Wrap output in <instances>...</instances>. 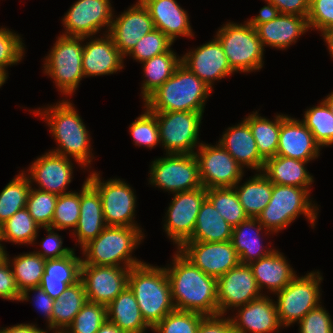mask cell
<instances>
[{
    "label": "cell",
    "mask_w": 333,
    "mask_h": 333,
    "mask_svg": "<svg viewBox=\"0 0 333 333\" xmlns=\"http://www.w3.org/2000/svg\"><path fill=\"white\" fill-rule=\"evenodd\" d=\"M218 143L244 168L262 172L265 159L259 154L257 144L248 123L228 127Z\"/></svg>",
    "instance_id": "484cf974"
},
{
    "label": "cell",
    "mask_w": 333,
    "mask_h": 333,
    "mask_svg": "<svg viewBox=\"0 0 333 333\" xmlns=\"http://www.w3.org/2000/svg\"><path fill=\"white\" fill-rule=\"evenodd\" d=\"M41 226L37 224L27 208L18 210L13 216L0 226L1 249L4 252L5 246L2 242L18 245H34Z\"/></svg>",
    "instance_id": "ab89813d"
},
{
    "label": "cell",
    "mask_w": 333,
    "mask_h": 333,
    "mask_svg": "<svg viewBox=\"0 0 333 333\" xmlns=\"http://www.w3.org/2000/svg\"><path fill=\"white\" fill-rule=\"evenodd\" d=\"M251 267L239 263L227 273L217 278L218 315H226L229 310L263 296Z\"/></svg>",
    "instance_id": "2e32d148"
},
{
    "label": "cell",
    "mask_w": 333,
    "mask_h": 333,
    "mask_svg": "<svg viewBox=\"0 0 333 333\" xmlns=\"http://www.w3.org/2000/svg\"><path fill=\"white\" fill-rule=\"evenodd\" d=\"M319 102L320 104L317 106L305 109L301 121L323 149V147L333 145V114L323 100Z\"/></svg>",
    "instance_id": "7bdbcfd3"
},
{
    "label": "cell",
    "mask_w": 333,
    "mask_h": 333,
    "mask_svg": "<svg viewBox=\"0 0 333 333\" xmlns=\"http://www.w3.org/2000/svg\"><path fill=\"white\" fill-rule=\"evenodd\" d=\"M137 1L118 16L114 15L108 32L124 58L144 35L155 29L148 9Z\"/></svg>",
    "instance_id": "44dd1931"
},
{
    "label": "cell",
    "mask_w": 333,
    "mask_h": 333,
    "mask_svg": "<svg viewBox=\"0 0 333 333\" xmlns=\"http://www.w3.org/2000/svg\"><path fill=\"white\" fill-rule=\"evenodd\" d=\"M80 215V191L59 195L55 205L51 228L56 231L76 228Z\"/></svg>",
    "instance_id": "ee69618b"
},
{
    "label": "cell",
    "mask_w": 333,
    "mask_h": 333,
    "mask_svg": "<svg viewBox=\"0 0 333 333\" xmlns=\"http://www.w3.org/2000/svg\"><path fill=\"white\" fill-rule=\"evenodd\" d=\"M87 38L60 34L51 51L44 57L43 72L54 80L62 96L71 97L84 78L82 56L83 43Z\"/></svg>",
    "instance_id": "52a82bcc"
},
{
    "label": "cell",
    "mask_w": 333,
    "mask_h": 333,
    "mask_svg": "<svg viewBox=\"0 0 333 333\" xmlns=\"http://www.w3.org/2000/svg\"><path fill=\"white\" fill-rule=\"evenodd\" d=\"M177 250L194 266L215 278L224 275L240 263L231 241H186Z\"/></svg>",
    "instance_id": "e0dca14e"
},
{
    "label": "cell",
    "mask_w": 333,
    "mask_h": 333,
    "mask_svg": "<svg viewBox=\"0 0 333 333\" xmlns=\"http://www.w3.org/2000/svg\"><path fill=\"white\" fill-rule=\"evenodd\" d=\"M310 192L311 189L272 183V196L268 205L257 217L259 223L265 230L275 235L302 215L314 228L319 206L312 201Z\"/></svg>",
    "instance_id": "8992f818"
},
{
    "label": "cell",
    "mask_w": 333,
    "mask_h": 333,
    "mask_svg": "<svg viewBox=\"0 0 333 333\" xmlns=\"http://www.w3.org/2000/svg\"><path fill=\"white\" fill-rule=\"evenodd\" d=\"M20 34L9 30L7 27L0 28V71L8 77V66L19 64L25 56L26 45L22 42Z\"/></svg>",
    "instance_id": "f907efd6"
},
{
    "label": "cell",
    "mask_w": 333,
    "mask_h": 333,
    "mask_svg": "<svg viewBox=\"0 0 333 333\" xmlns=\"http://www.w3.org/2000/svg\"><path fill=\"white\" fill-rule=\"evenodd\" d=\"M102 36H90L89 42L84 43L82 56L84 78L118 73L125 67L124 57L114 45L112 37L108 33H103Z\"/></svg>",
    "instance_id": "cb8c5ba5"
},
{
    "label": "cell",
    "mask_w": 333,
    "mask_h": 333,
    "mask_svg": "<svg viewBox=\"0 0 333 333\" xmlns=\"http://www.w3.org/2000/svg\"><path fill=\"white\" fill-rule=\"evenodd\" d=\"M287 257L275 249L269 255L249 264L257 285L264 294V290L274 293L283 290L296 276V271L291 267Z\"/></svg>",
    "instance_id": "f1b7e54d"
},
{
    "label": "cell",
    "mask_w": 333,
    "mask_h": 333,
    "mask_svg": "<svg viewBox=\"0 0 333 333\" xmlns=\"http://www.w3.org/2000/svg\"><path fill=\"white\" fill-rule=\"evenodd\" d=\"M221 44L234 72L249 73L263 68L264 49L257 32L247 21L227 22L214 36Z\"/></svg>",
    "instance_id": "ba28073f"
},
{
    "label": "cell",
    "mask_w": 333,
    "mask_h": 333,
    "mask_svg": "<svg viewBox=\"0 0 333 333\" xmlns=\"http://www.w3.org/2000/svg\"><path fill=\"white\" fill-rule=\"evenodd\" d=\"M82 258L76 256L75 250L59 259H47L40 287L53 299L81 278Z\"/></svg>",
    "instance_id": "f546056e"
},
{
    "label": "cell",
    "mask_w": 333,
    "mask_h": 333,
    "mask_svg": "<svg viewBox=\"0 0 333 333\" xmlns=\"http://www.w3.org/2000/svg\"><path fill=\"white\" fill-rule=\"evenodd\" d=\"M297 324L299 333H333V320L322 304L309 311Z\"/></svg>",
    "instance_id": "f5cc1de1"
},
{
    "label": "cell",
    "mask_w": 333,
    "mask_h": 333,
    "mask_svg": "<svg viewBox=\"0 0 333 333\" xmlns=\"http://www.w3.org/2000/svg\"><path fill=\"white\" fill-rule=\"evenodd\" d=\"M210 93L212 89L180 63L143 103L151 112H204Z\"/></svg>",
    "instance_id": "277c9868"
},
{
    "label": "cell",
    "mask_w": 333,
    "mask_h": 333,
    "mask_svg": "<svg viewBox=\"0 0 333 333\" xmlns=\"http://www.w3.org/2000/svg\"><path fill=\"white\" fill-rule=\"evenodd\" d=\"M180 63L181 56L177 55L172 48L168 52L154 56L141 63L144 78L146 77L141 83L140 94L143 102L173 75Z\"/></svg>",
    "instance_id": "8d00e7d4"
},
{
    "label": "cell",
    "mask_w": 333,
    "mask_h": 333,
    "mask_svg": "<svg viewBox=\"0 0 333 333\" xmlns=\"http://www.w3.org/2000/svg\"><path fill=\"white\" fill-rule=\"evenodd\" d=\"M264 1L267 5L260 9L259 14L253 18L251 17L250 19H247V22L254 28L257 25H261L275 19L280 14L278 8L273 3L268 0Z\"/></svg>",
    "instance_id": "91938a15"
},
{
    "label": "cell",
    "mask_w": 333,
    "mask_h": 333,
    "mask_svg": "<svg viewBox=\"0 0 333 333\" xmlns=\"http://www.w3.org/2000/svg\"><path fill=\"white\" fill-rule=\"evenodd\" d=\"M0 333H48V330L40 329L37 324L21 323L14 326L1 327Z\"/></svg>",
    "instance_id": "94428289"
},
{
    "label": "cell",
    "mask_w": 333,
    "mask_h": 333,
    "mask_svg": "<svg viewBox=\"0 0 333 333\" xmlns=\"http://www.w3.org/2000/svg\"><path fill=\"white\" fill-rule=\"evenodd\" d=\"M320 151L321 146L301 120L281 113V129L276 155L310 163L311 160L320 156Z\"/></svg>",
    "instance_id": "7402d4cb"
},
{
    "label": "cell",
    "mask_w": 333,
    "mask_h": 333,
    "mask_svg": "<svg viewBox=\"0 0 333 333\" xmlns=\"http://www.w3.org/2000/svg\"><path fill=\"white\" fill-rule=\"evenodd\" d=\"M142 230L137 227L106 226L95 239L81 248L82 264L132 268L143 263L132 256L145 238Z\"/></svg>",
    "instance_id": "5b68a950"
},
{
    "label": "cell",
    "mask_w": 333,
    "mask_h": 333,
    "mask_svg": "<svg viewBox=\"0 0 333 333\" xmlns=\"http://www.w3.org/2000/svg\"><path fill=\"white\" fill-rule=\"evenodd\" d=\"M110 0H77L62 18V35L90 37L106 29L109 32L114 17Z\"/></svg>",
    "instance_id": "9a60e30c"
},
{
    "label": "cell",
    "mask_w": 333,
    "mask_h": 333,
    "mask_svg": "<svg viewBox=\"0 0 333 333\" xmlns=\"http://www.w3.org/2000/svg\"><path fill=\"white\" fill-rule=\"evenodd\" d=\"M235 310L230 319L236 333H279L282 328L275 300L269 295L264 294Z\"/></svg>",
    "instance_id": "603a6c76"
},
{
    "label": "cell",
    "mask_w": 333,
    "mask_h": 333,
    "mask_svg": "<svg viewBox=\"0 0 333 333\" xmlns=\"http://www.w3.org/2000/svg\"><path fill=\"white\" fill-rule=\"evenodd\" d=\"M206 316L190 311L174 310L167 314L153 329L155 333H197Z\"/></svg>",
    "instance_id": "7dc6e473"
},
{
    "label": "cell",
    "mask_w": 333,
    "mask_h": 333,
    "mask_svg": "<svg viewBox=\"0 0 333 333\" xmlns=\"http://www.w3.org/2000/svg\"><path fill=\"white\" fill-rule=\"evenodd\" d=\"M32 185L21 170L0 192V226L18 210L26 207Z\"/></svg>",
    "instance_id": "60d3db41"
},
{
    "label": "cell",
    "mask_w": 333,
    "mask_h": 333,
    "mask_svg": "<svg viewBox=\"0 0 333 333\" xmlns=\"http://www.w3.org/2000/svg\"><path fill=\"white\" fill-rule=\"evenodd\" d=\"M181 63L211 89L214 88L216 81L235 73L228 63L220 42L215 37L182 55Z\"/></svg>",
    "instance_id": "ffe728a7"
},
{
    "label": "cell",
    "mask_w": 333,
    "mask_h": 333,
    "mask_svg": "<svg viewBox=\"0 0 333 333\" xmlns=\"http://www.w3.org/2000/svg\"><path fill=\"white\" fill-rule=\"evenodd\" d=\"M3 255V251L1 249V242H0V257Z\"/></svg>",
    "instance_id": "003e7915"
},
{
    "label": "cell",
    "mask_w": 333,
    "mask_h": 333,
    "mask_svg": "<svg viewBox=\"0 0 333 333\" xmlns=\"http://www.w3.org/2000/svg\"><path fill=\"white\" fill-rule=\"evenodd\" d=\"M194 155L206 189L234 187L244 176V169L218 142L213 146L202 141Z\"/></svg>",
    "instance_id": "5bb4252c"
},
{
    "label": "cell",
    "mask_w": 333,
    "mask_h": 333,
    "mask_svg": "<svg viewBox=\"0 0 333 333\" xmlns=\"http://www.w3.org/2000/svg\"><path fill=\"white\" fill-rule=\"evenodd\" d=\"M3 255L11 266L17 287L21 293L28 288L40 286L44 274L45 259L34 251L15 255L12 259L6 250Z\"/></svg>",
    "instance_id": "f35d334b"
},
{
    "label": "cell",
    "mask_w": 333,
    "mask_h": 333,
    "mask_svg": "<svg viewBox=\"0 0 333 333\" xmlns=\"http://www.w3.org/2000/svg\"><path fill=\"white\" fill-rule=\"evenodd\" d=\"M7 81V76L0 71V88L2 87V85H4V83Z\"/></svg>",
    "instance_id": "03108f58"
},
{
    "label": "cell",
    "mask_w": 333,
    "mask_h": 333,
    "mask_svg": "<svg viewBox=\"0 0 333 333\" xmlns=\"http://www.w3.org/2000/svg\"><path fill=\"white\" fill-rule=\"evenodd\" d=\"M197 333H236L230 316H206L199 325Z\"/></svg>",
    "instance_id": "6f0895ef"
},
{
    "label": "cell",
    "mask_w": 333,
    "mask_h": 333,
    "mask_svg": "<svg viewBox=\"0 0 333 333\" xmlns=\"http://www.w3.org/2000/svg\"><path fill=\"white\" fill-rule=\"evenodd\" d=\"M159 126L160 145L166 154H194L200 147L204 112H153Z\"/></svg>",
    "instance_id": "8fae6325"
},
{
    "label": "cell",
    "mask_w": 333,
    "mask_h": 333,
    "mask_svg": "<svg viewBox=\"0 0 333 333\" xmlns=\"http://www.w3.org/2000/svg\"><path fill=\"white\" fill-rule=\"evenodd\" d=\"M128 287L137 300L144 321L151 329L175 310L165 267L143 262L130 268Z\"/></svg>",
    "instance_id": "3957f363"
},
{
    "label": "cell",
    "mask_w": 333,
    "mask_h": 333,
    "mask_svg": "<svg viewBox=\"0 0 333 333\" xmlns=\"http://www.w3.org/2000/svg\"><path fill=\"white\" fill-rule=\"evenodd\" d=\"M29 292L34 293V296L32 297L34 299H32V301H34L33 303L35 304L34 306L38 309V311L42 312L44 318H46L47 328L48 330H51V316L54 300L39 286L24 290L21 293L20 301H30L31 297L29 296Z\"/></svg>",
    "instance_id": "9f6ffc18"
},
{
    "label": "cell",
    "mask_w": 333,
    "mask_h": 333,
    "mask_svg": "<svg viewBox=\"0 0 333 333\" xmlns=\"http://www.w3.org/2000/svg\"><path fill=\"white\" fill-rule=\"evenodd\" d=\"M91 172L86 180L100 195L105 224L107 226L141 228L134 220L137 198L133 187L120 178H110L104 181L100 172L93 170Z\"/></svg>",
    "instance_id": "30bf717a"
},
{
    "label": "cell",
    "mask_w": 333,
    "mask_h": 333,
    "mask_svg": "<svg viewBox=\"0 0 333 333\" xmlns=\"http://www.w3.org/2000/svg\"><path fill=\"white\" fill-rule=\"evenodd\" d=\"M107 320L125 333H146L152 330L144 321L137 300L127 286L106 306Z\"/></svg>",
    "instance_id": "d6a6232c"
},
{
    "label": "cell",
    "mask_w": 333,
    "mask_h": 333,
    "mask_svg": "<svg viewBox=\"0 0 333 333\" xmlns=\"http://www.w3.org/2000/svg\"><path fill=\"white\" fill-rule=\"evenodd\" d=\"M263 48L286 50L309 29L308 20L294 14H279L275 19L255 27Z\"/></svg>",
    "instance_id": "4316f807"
},
{
    "label": "cell",
    "mask_w": 333,
    "mask_h": 333,
    "mask_svg": "<svg viewBox=\"0 0 333 333\" xmlns=\"http://www.w3.org/2000/svg\"><path fill=\"white\" fill-rule=\"evenodd\" d=\"M87 301L81 280L74 285L68 286L54 300L51 316V330H53V333H64Z\"/></svg>",
    "instance_id": "e575fe53"
},
{
    "label": "cell",
    "mask_w": 333,
    "mask_h": 333,
    "mask_svg": "<svg viewBox=\"0 0 333 333\" xmlns=\"http://www.w3.org/2000/svg\"><path fill=\"white\" fill-rule=\"evenodd\" d=\"M71 160L49 151L37 157L23 172H26L32 186L36 183V189L59 196L71 192L66 191L74 173Z\"/></svg>",
    "instance_id": "d6986e66"
},
{
    "label": "cell",
    "mask_w": 333,
    "mask_h": 333,
    "mask_svg": "<svg viewBox=\"0 0 333 333\" xmlns=\"http://www.w3.org/2000/svg\"><path fill=\"white\" fill-rule=\"evenodd\" d=\"M307 161L284 156H274L265 160L262 173L273 183L310 189L314 177L306 168Z\"/></svg>",
    "instance_id": "1f68e13d"
},
{
    "label": "cell",
    "mask_w": 333,
    "mask_h": 333,
    "mask_svg": "<svg viewBox=\"0 0 333 333\" xmlns=\"http://www.w3.org/2000/svg\"><path fill=\"white\" fill-rule=\"evenodd\" d=\"M96 333H125V332L121 330L118 326H116L114 323H111L108 320H106Z\"/></svg>",
    "instance_id": "6125c7cd"
},
{
    "label": "cell",
    "mask_w": 333,
    "mask_h": 333,
    "mask_svg": "<svg viewBox=\"0 0 333 333\" xmlns=\"http://www.w3.org/2000/svg\"><path fill=\"white\" fill-rule=\"evenodd\" d=\"M172 257L171 264L164 267L175 310L218 315L217 278L205 274L178 250Z\"/></svg>",
    "instance_id": "6da1fadb"
},
{
    "label": "cell",
    "mask_w": 333,
    "mask_h": 333,
    "mask_svg": "<svg viewBox=\"0 0 333 333\" xmlns=\"http://www.w3.org/2000/svg\"><path fill=\"white\" fill-rule=\"evenodd\" d=\"M130 268L81 265V278L87 300L107 306L127 286Z\"/></svg>",
    "instance_id": "ac0fdd59"
},
{
    "label": "cell",
    "mask_w": 333,
    "mask_h": 333,
    "mask_svg": "<svg viewBox=\"0 0 333 333\" xmlns=\"http://www.w3.org/2000/svg\"><path fill=\"white\" fill-rule=\"evenodd\" d=\"M241 181L234 186L239 201L249 218H257L271 199L272 182L262 172L242 184Z\"/></svg>",
    "instance_id": "d590c367"
},
{
    "label": "cell",
    "mask_w": 333,
    "mask_h": 333,
    "mask_svg": "<svg viewBox=\"0 0 333 333\" xmlns=\"http://www.w3.org/2000/svg\"><path fill=\"white\" fill-rule=\"evenodd\" d=\"M279 10L280 14H294L302 17L308 16L310 0H268Z\"/></svg>",
    "instance_id": "680465c9"
},
{
    "label": "cell",
    "mask_w": 333,
    "mask_h": 333,
    "mask_svg": "<svg viewBox=\"0 0 333 333\" xmlns=\"http://www.w3.org/2000/svg\"><path fill=\"white\" fill-rule=\"evenodd\" d=\"M325 43L327 44V49L329 51V54L331 58H333V31L330 32L325 38ZM333 60V59H332Z\"/></svg>",
    "instance_id": "be15d7a7"
},
{
    "label": "cell",
    "mask_w": 333,
    "mask_h": 333,
    "mask_svg": "<svg viewBox=\"0 0 333 333\" xmlns=\"http://www.w3.org/2000/svg\"><path fill=\"white\" fill-rule=\"evenodd\" d=\"M148 9L155 29L172 42L178 37H194L188 12L176 0H140Z\"/></svg>",
    "instance_id": "d4e9b609"
},
{
    "label": "cell",
    "mask_w": 333,
    "mask_h": 333,
    "mask_svg": "<svg viewBox=\"0 0 333 333\" xmlns=\"http://www.w3.org/2000/svg\"><path fill=\"white\" fill-rule=\"evenodd\" d=\"M207 199L233 228L249 218L239 201L234 187L207 189Z\"/></svg>",
    "instance_id": "b9f144b4"
},
{
    "label": "cell",
    "mask_w": 333,
    "mask_h": 333,
    "mask_svg": "<svg viewBox=\"0 0 333 333\" xmlns=\"http://www.w3.org/2000/svg\"><path fill=\"white\" fill-rule=\"evenodd\" d=\"M173 44L174 42H172L164 33L158 29H153L137 42L127 56L131 58L133 57V60L142 63L154 56L168 52Z\"/></svg>",
    "instance_id": "681fc988"
},
{
    "label": "cell",
    "mask_w": 333,
    "mask_h": 333,
    "mask_svg": "<svg viewBox=\"0 0 333 333\" xmlns=\"http://www.w3.org/2000/svg\"><path fill=\"white\" fill-rule=\"evenodd\" d=\"M44 229L47 231V236L42 238V241L39 244L42 250L34 251L43 259H59L71 254L75 250L74 248L62 246L63 239L57 232H54V228L44 227Z\"/></svg>",
    "instance_id": "db71d44e"
},
{
    "label": "cell",
    "mask_w": 333,
    "mask_h": 333,
    "mask_svg": "<svg viewBox=\"0 0 333 333\" xmlns=\"http://www.w3.org/2000/svg\"><path fill=\"white\" fill-rule=\"evenodd\" d=\"M206 198L207 189L204 187L173 194L165 213L163 229L176 249L192 236L197 215Z\"/></svg>",
    "instance_id": "4fadbf2b"
},
{
    "label": "cell",
    "mask_w": 333,
    "mask_h": 333,
    "mask_svg": "<svg viewBox=\"0 0 333 333\" xmlns=\"http://www.w3.org/2000/svg\"><path fill=\"white\" fill-rule=\"evenodd\" d=\"M274 117V120H270L260 116L258 111H253L244 118L255 139L258 152L265 160L277 154L281 114H276Z\"/></svg>",
    "instance_id": "74e56055"
},
{
    "label": "cell",
    "mask_w": 333,
    "mask_h": 333,
    "mask_svg": "<svg viewBox=\"0 0 333 333\" xmlns=\"http://www.w3.org/2000/svg\"><path fill=\"white\" fill-rule=\"evenodd\" d=\"M307 20L309 29L319 31L324 39L333 31V0H310Z\"/></svg>",
    "instance_id": "816d5d0a"
},
{
    "label": "cell",
    "mask_w": 333,
    "mask_h": 333,
    "mask_svg": "<svg viewBox=\"0 0 333 333\" xmlns=\"http://www.w3.org/2000/svg\"><path fill=\"white\" fill-rule=\"evenodd\" d=\"M262 230H264V235L266 236L273 234L265 230L257 218H248L233 228L231 243L235 248L241 264L249 265L275 250L274 248H265V246L262 245L263 243L260 242L261 239H263L261 238L263 237L261 235L263 234Z\"/></svg>",
    "instance_id": "4dcf8cb0"
},
{
    "label": "cell",
    "mask_w": 333,
    "mask_h": 333,
    "mask_svg": "<svg viewBox=\"0 0 333 333\" xmlns=\"http://www.w3.org/2000/svg\"><path fill=\"white\" fill-rule=\"evenodd\" d=\"M231 227L212 203L206 198L197 215L195 229L187 241L225 242L231 241Z\"/></svg>",
    "instance_id": "836d02e7"
},
{
    "label": "cell",
    "mask_w": 333,
    "mask_h": 333,
    "mask_svg": "<svg viewBox=\"0 0 333 333\" xmlns=\"http://www.w3.org/2000/svg\"><path fill=\"white\" fill-rule=\"evenodd\" d=\"M102 201L98 191L85 179L80 190L79 221L71 233L76 237L80 249L95 239L106 227Z\"/></svg>",
    "instance_id": "83f0119b"
},
{
    "label": "cell",
    "mask_w": 333,
    "mask_h": 333,
    "mask_svg": "<svg viewBox=\"0 0 333 333\" xmlns=\"http://www.w3.org/2000/svg\"><path fill=\"white\" fill-rule=\"evenodd\" d=\"M322 100L326 103V105L333 114V91L330 94H328L326 98Z\"/></svg>",
    "instance_id": "e7e4bbea"
},
{
    "label": "cell",
    "mask_w": 333,
    "mask_h": 333,
    "mask_svg": "<svg viewBox=\"0 0 333 333\" xmlns=\"http://www.w3.org/2000/svg\"><path fill=\"white\" fill-rule=\"evenodd\" d=\"M0 298L13 302H20L21 298L11 266L4 255L0 257Z\"/></svg>",
    "instance_id": "11a10c76"
},
{
    "label": "cell",
    "mask_w": 333,
    "mask_h": 333,
    "mask_svg": "<svg viewBox=\"0 0 333 333\" xmlns=\"http://www.w3.org/2000/svg\"><path fill=\"white\" fill-rule=\"evenodd\" d=\"M57 198L58 196L53 193L31 188L26 208L41 228L51 226Z\"/></svg>",
    "instance_id": "c3c4849f"
},
{
    "label": "cell",
    "mask_w": 333,
    "mask_h": 333,
    "mask_svg": "<svg viewBox=\"0 0 333 333\" xmlns=\"http://www.w3.org/2000/svg\"><path fill=\"white\" fill-rule=\"evenodd\" d=\"M322 280L321 272L314 270L304 276H296L283 290L275 293L278 319L283 328L298 323L321 304Z\"/></svg>",
    "instance_id": "9c48e42d"
},
{
    "label": "cell",
    "mask_w": 333,
    "mask_h": 333,
    "mask_svg": "<svg viewBox=\"0 0 333 333\" xmlns=\"http://www.w3.org/2000/svg\"><path fill=\"white\" fill-rule=\"evenodd\" d=\"M33 113L45 120L44 122L47 123L49 131L57 143V148L49 151L70 159L73 158L81 169L85 170L91 165L94 159L91 136L70 99L62 98L56 104L33 110Z\"/></svg>",
    "instance_id": "7a4b0ae2"
},
{
    "label": "cell",
    "mask_w": 333,
    "mask_h": 333,
    "mask_svg": "<svg viewBox=\"0 0 333 333\" xmlns=\"http://www.w3.org/2000/svg\"><path fill=\"white\" fill-rule=\"evenodd\" d=\"M144 113L138 116L129 126V134L136 146L153 149L160 143L157 118L145 105Z\"/></svg>",
    "instance_id": "f6af8a7d"
},
{
    "label": "cell",
    "mask_w": 333,
    "mask_h": 333,
    "mask_svg": "<svg viewBox=\"0 0 333 333\" xmlns=\"http://www.w3.org/2000/svg\"><path fill=\"white\" fill-rule=\"evenodd\" d=\"M151 162L149 184L160 190L184 192L203 187L194 154H164Z\"/></svg>",
    "instance_id": "7c38bea8"
},
{
    "label": "cell",
    "mask_w": 333,
    "mask_h": 333,
    "mask_svg": "<svg viewBox=\"0 0 333 333\" xmlns=\"http://www.w3.org/2000/svg\"><path fill=\"white\" fill-rule=\"evenodd\" d=\"M106 320V306L87 301L64 333H96Z\"/></svg>",
    "instance_id": "bcb514c9"
}]
</instances>
